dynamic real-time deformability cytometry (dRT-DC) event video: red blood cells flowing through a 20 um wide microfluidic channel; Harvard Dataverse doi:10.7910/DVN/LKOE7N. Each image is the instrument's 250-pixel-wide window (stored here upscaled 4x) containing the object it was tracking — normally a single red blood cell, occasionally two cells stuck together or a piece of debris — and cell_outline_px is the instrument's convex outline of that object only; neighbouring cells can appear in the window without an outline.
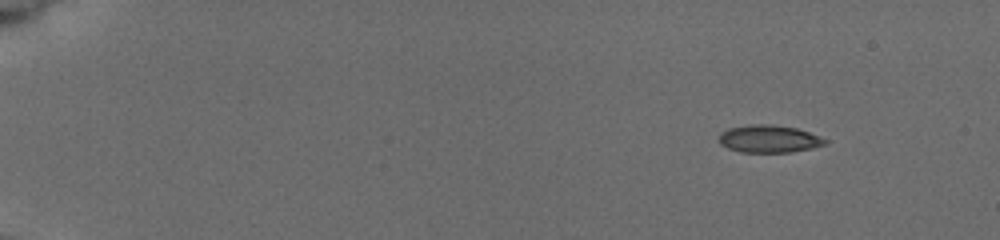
{"species": "common noctule bat (a hibernating species)", "species_latin": "Nyctalus noctula", "temperature_condition": "cold", "stored_images_in_passage": 10, "camera_frame_rate_fps": 3000, "um_per_image_px": 0.085, "animal": {"sex": "female", "body_mass_g": 19.5, "forearm_length_mm": 54.1}, "frame": {"image": 1, "passage_image": 3, "time_ms": 1.667, "image_size_px": [1000, 240], "cell_outline_px": [[828, 140], [824, 144], [812, 148], [792, 152], [740, 152], [728, 148], [720, 144], [720, 136], [728, 128], [752, 124], [772, 124], [796, 128], [808, 132]], "centroid_in_image_um": [65.37, 11.8], "position_along_channel_um": 19.6, "area_um2": 16.82}}
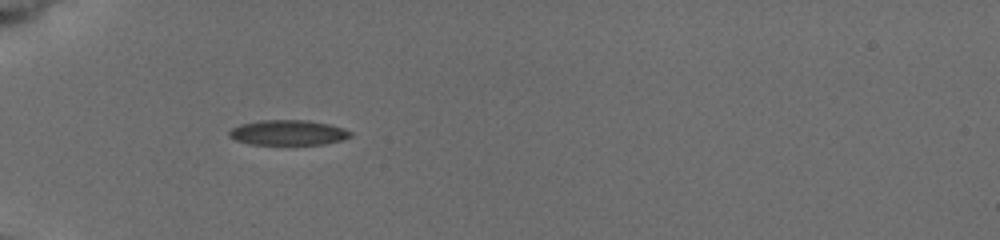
{"frame": {"image": 2, "passage_image": 7, "time_ms": 6.0, "image_size_px": [1000, 240], "cell_outline_px": [[352, 136], [340, 140], [324, 144], [248, 144], [236, 140], [228, 136], [228, 132], [232, 128], [240, 124], [260, 120], [308, 120], [328, 124], [344, 128], [352, 132]], "centroid_in_image_um": [24.47, 11.27], "position_along_channel_um": 60.5, "area_um2": 17.74}}
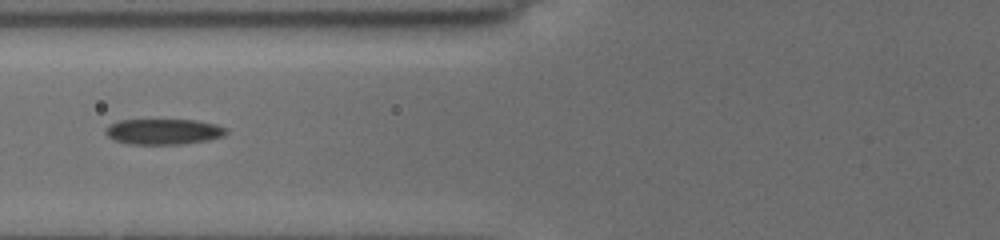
{"frame": {"image": 3, "passage_image": 9, "time_ms": 7.667, "image_size_px": [1000, 240], "cell_outline_px": [[228, 132], [224, 136], [208, 140], [184, 144], [128, 144], [116, 140], [108, 136], [104, 132], [112, 124], [120, 120], [196, 120], [216, 124], [228, 128]], "centroid_in_image_um": [13.97, 11.19], "position_along_channel_um": 111.8, "area_um2": 17.98}}